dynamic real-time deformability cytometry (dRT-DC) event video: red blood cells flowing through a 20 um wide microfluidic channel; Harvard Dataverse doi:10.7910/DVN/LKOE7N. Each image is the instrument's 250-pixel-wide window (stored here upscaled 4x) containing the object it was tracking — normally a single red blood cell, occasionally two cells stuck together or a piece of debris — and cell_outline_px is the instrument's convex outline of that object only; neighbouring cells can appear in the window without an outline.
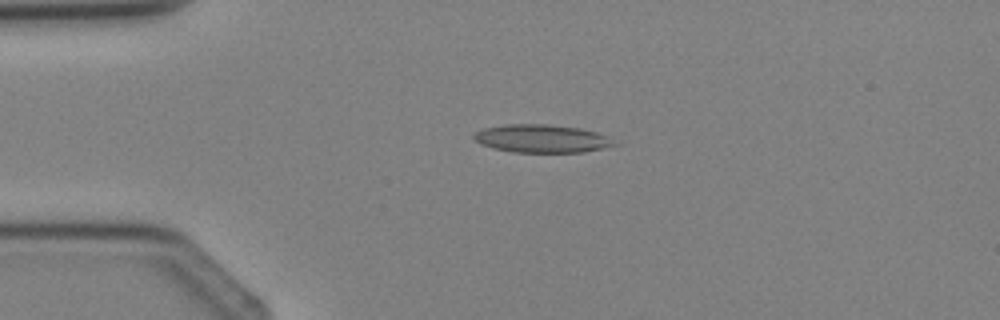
{"species": "Egyptian fruit bat (a non-hibernating species)", "species_latin": "Rousettus aegyptiacus", "temperature_condition": "cold", "stored_images_in_passage": 3, "camera_frame_rate_fps": 3000, "um_per_image_px": 0.085, "animal": {"sex": "female"}, "frame": {"image": 1, "passage_image": 2, "time_ms": 1.333, "image_size_px": [1000, 320], "cell_outline_px": [[624, 144], [584, 152], [512, 152], [492, 148], [480, 144], [472, 136], [476, 132], [484, 128], [504, 124], [548, 124], [580, 128], [596, 132], [608, 136]], "centroid_in_image_um": [46.12, 11.78], "position_along_channel_um": 38.9, "area_um2": 23.29}}